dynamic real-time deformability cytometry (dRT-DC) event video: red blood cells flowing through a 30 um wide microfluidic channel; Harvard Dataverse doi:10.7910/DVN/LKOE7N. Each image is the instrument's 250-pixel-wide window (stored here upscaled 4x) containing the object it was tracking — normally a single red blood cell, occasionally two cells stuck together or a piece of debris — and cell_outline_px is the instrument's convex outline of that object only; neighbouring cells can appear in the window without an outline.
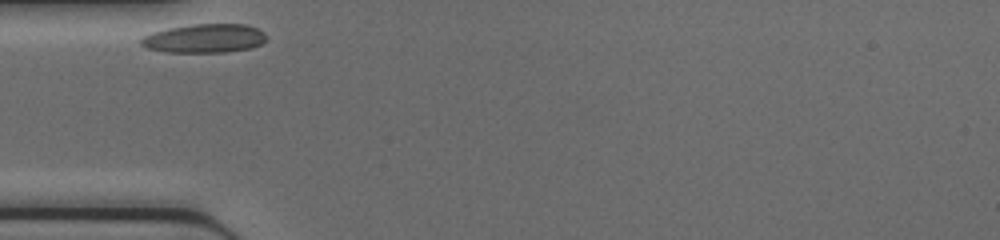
{"species": "common noctule bat (a hibernating species)", "species_latin": "Nyctalus noctula", "temperature_condition": "cold", "stored_images_in_passage": 24, "camera_frame_rate_fps": 3000, "um_per_image_px": 0.085, "animal": {"sex": "female", "body_mass_g": 17.0, "forearm_length_mm": 48.0}, "frame": {"image": 1, "passage_image": 1, "time_ms": 0.0, "image_size_px": [1000, 240], "cell_outline_px": [[264, 40], [260, 44], [252, 48], [224, 52], [164, 52], [148, 48], [140, 44], [140, 40], [144, 36], [152, 32], [168, 28], [192, 24], [248, 24], [264, 32]], "centroid_in_image_um": [17.36, 3.26], "position_along_channel_um": 67.6, "area_um2": 20.98}}
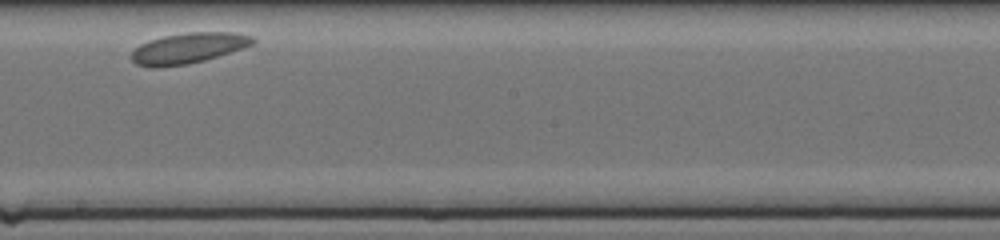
{"frame": {"image": 2, "passage_image": 14, "time_ms": 4.333, "image_size_px": [1000, 240], "cell_outline_px": [[256, 40], [252, 44], [244, 48], [204, 60], [188, 64], [160, 68], [152, 68], [136, 64], [128, 56], [140, 44], [164, 36], [188, 32], [236, 32], [252, 36]], "centroid_in_image_um": [15.99, 4.1], "position_along_channel_um": 232.2, "area_um2": 21.73}}
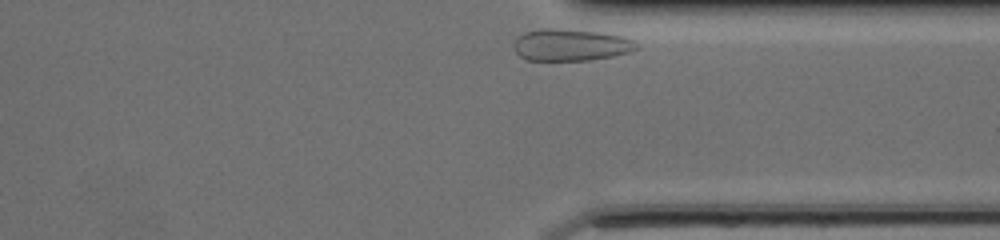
{"frame": {"image": 3, "passage_image": 24, "time_ms": 7.667, "image_size_px": [1000, 240], "cell_outline_px": [[640, 48], [628, 52], [612, 56], [592, 60], [524, 60], [516, 52], [516, 36], [524, 32], [544, 28], [552, 28], [600, 32], [624, 36], [632, 40]], "centroid_in_image_um": [48.52, 3.82], "position_along_channel_um": 362.9, "area_um2": 22.72}}